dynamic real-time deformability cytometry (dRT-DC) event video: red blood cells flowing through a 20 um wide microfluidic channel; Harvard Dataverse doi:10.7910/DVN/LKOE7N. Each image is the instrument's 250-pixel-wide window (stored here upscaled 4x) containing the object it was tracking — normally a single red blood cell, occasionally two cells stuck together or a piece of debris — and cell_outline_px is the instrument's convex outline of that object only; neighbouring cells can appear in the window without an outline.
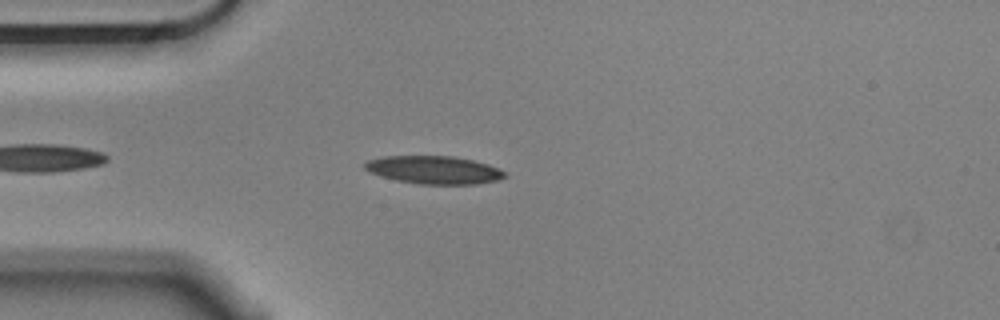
{"species": "Egyptian fruit bat (a non-hibernating species)", "species_latin": "Rousettus aegyptiacus", "temperature_condition": "cold", "stored_images_in_passage": 31, "camera_frame_rate_fps": 3000, "um_per_image_px": 0.085, "animal": {"sex": "male"}, "frame": {"image": 1, "passage_image": 6, "time_ms": 1.667, "image_size_px": [1000, 320], "cell_outline_px": [[508, 176], [496, 180], [472, 184], [420, 184], [396, 180], [372, 172], [364, 168], [364, 164], [368, 160], [384, 156], [456, 156], [488, 164], [504, 172]], "centroid_in_image_um": [36.89, 14.43], "position_along_channel_um": 48.1, "area_um2": 22.48}}
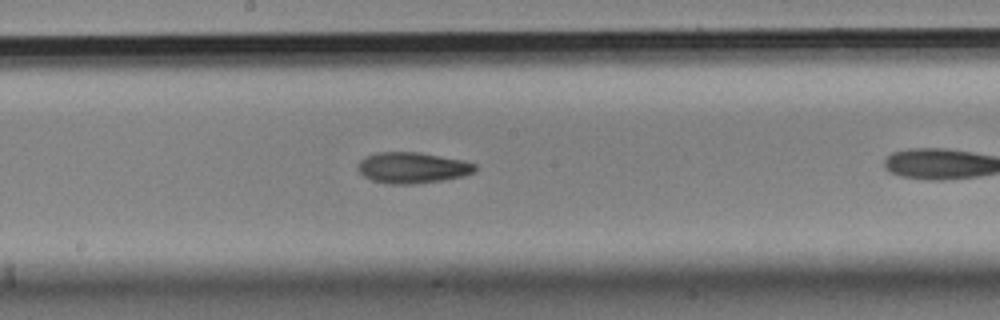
{"frame": {"image": 2, "passage_image": 17, "time_ms": 5.333, "image_size_px": [1000, 320], "cell_outline_px": [[476, 172], [464, 176], [444, 180], [416, 184], [392, 184], [372, 180], [364, 176], [356, 168], [360, 160], [364, 156], [376, 152], [416, 152], [464, 160], [476, 164]], "centroid_in_image_um": [35.06, 14.26], "position_along_channel_um": 213.1, "area_um2": 21.33}}
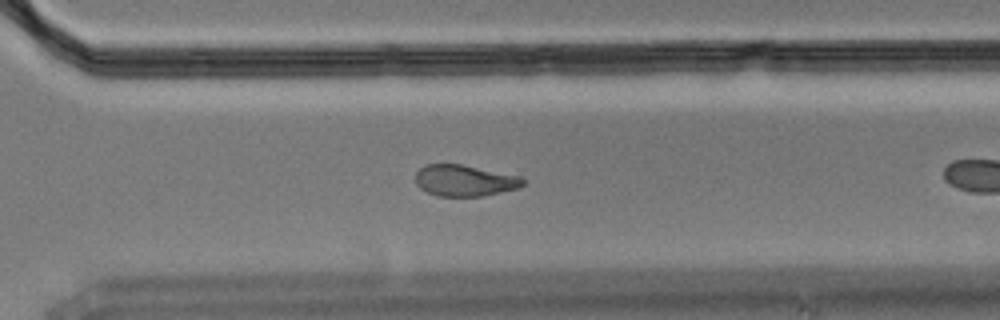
{"frame": {"image": 3, "passage_image": 27, "time_ms": 8.667, "image_size_px": [1000, 320], "cell_outline_px": [[524, 184], [516, 188], [484, 196], [436, 196], [420, 188], [416, 184], [416, 172], [424, 164], [460, 164], [520, 176], [524, 180]], "centroid_in_image_um": [39.46, 15.34], "position_along_channel_um": 331.1, "area_um2": 19.48}}